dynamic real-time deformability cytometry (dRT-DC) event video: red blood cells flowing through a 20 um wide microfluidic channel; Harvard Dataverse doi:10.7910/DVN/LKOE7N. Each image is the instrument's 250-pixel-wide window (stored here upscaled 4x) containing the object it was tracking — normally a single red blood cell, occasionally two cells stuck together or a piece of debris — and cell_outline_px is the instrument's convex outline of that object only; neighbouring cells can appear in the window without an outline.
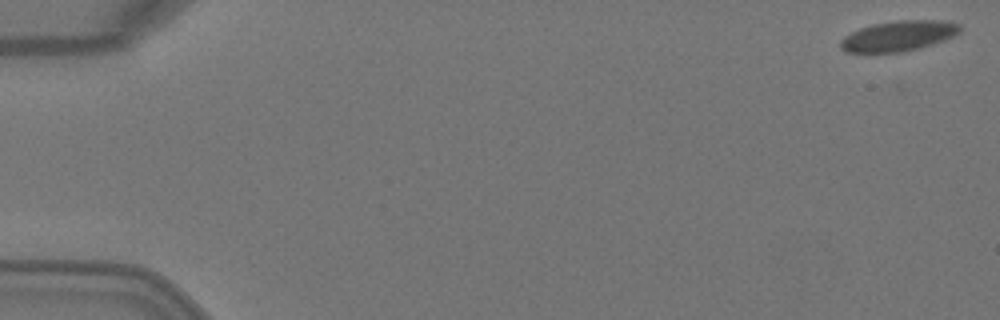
{"species": "Egyptian fruit bat (a non-hibernating species)", "species_latin": "Rousettus aegyptiacus", "temperature_condition": "warm", "stored_images_in_passage": 5, "camera_frame_rate_fps": 3000, "um_per_image_px": 0.085, "animal": {"sex": "female"}, "frame": {"image": 1, "passage_image": 1, "time_ms": 0.0, "image_size_px": [1000, 320], "cell_outline_px": [[960, 32], [944, 40], [932, 44], [900, 52], [844, 52], [840, 48], [840, 40], [844, 36], [860, 28], [876, 24], [896, 20], [944, 20], [960, 24]], "centroid_in_image_um": [76.36, 3.05], "position_along_channel_um": 8.6, "area_um2": 20.92}}
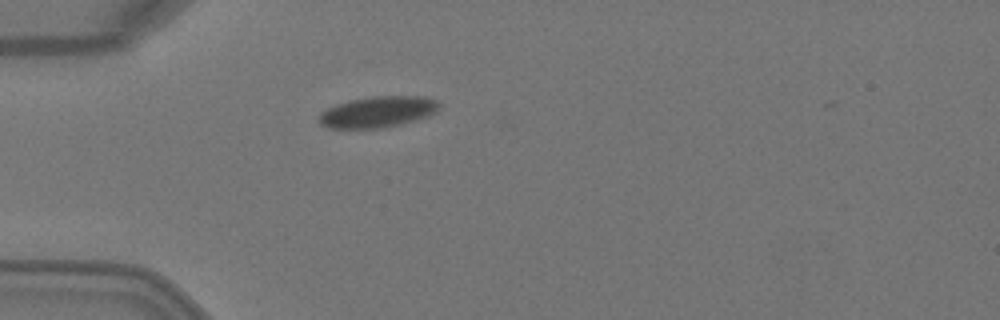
{"frame": {"image": 2, "passage_image": 5, "time_ms": 1.333, "image_size_px": [1000, 320], "cell_outline_px": [[440, 108], [436, 112], [428, 116], [416, 120], [400, 124], [380, 128], [328, 128], [320, 124], [316, 120], [320, 112], [336, 104], [348, 100], [372, 96], [424, 96], [436, 100], [440, 104]], "centroid_in_image_um": [32.09, 9.5], "position_along_channel_um": 52.9, "area_um2": 22.02}}